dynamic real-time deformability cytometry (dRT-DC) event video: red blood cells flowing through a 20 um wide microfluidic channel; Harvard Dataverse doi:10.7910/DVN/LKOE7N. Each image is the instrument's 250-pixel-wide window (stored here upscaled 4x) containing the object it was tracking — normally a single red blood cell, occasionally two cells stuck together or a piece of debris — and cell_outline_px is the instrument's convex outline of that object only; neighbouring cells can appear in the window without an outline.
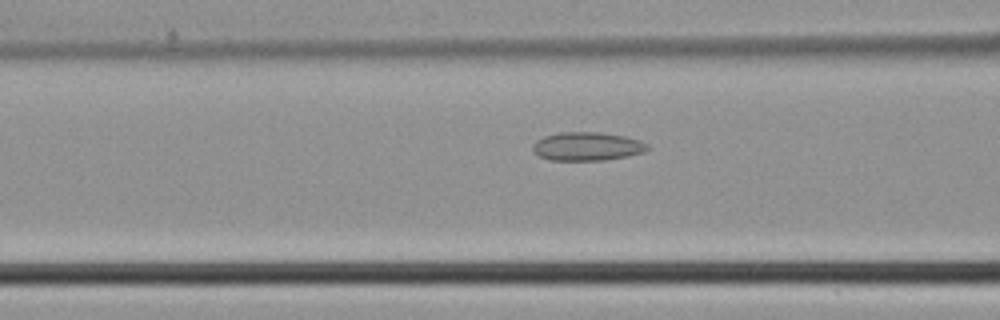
{"species": "common noctule bat (a hibernating species)", "species_latin": "Nyctalus noctula", "temperature_condition": "cold", "stored_images_in_passage": 27, "camera_frame_rate_fps": 3000, "um_per_image_px": 0.085, "animal": {"sex": "male", "body_mass_g": 21.5, "forearm_length_mm": 52.0}, "frame": {"image": 1, "passage_image": 8, "time_ms": 2.333, "image_size_px": [1000, 320], "cell_outline_px": [[648, 148], [644, 152], [628, 156], [604, 160], [548, 160], [540, 156], [532, 148], [532, 144], [536, 140], [544, 136], [560, 132], [600, 132], [624, 136], [640, 140], [648, 144]], "centroid_in_image_um": [49.9, 12.44], "position_along_channel_um": 116.7, "area_um2": 19.07}}
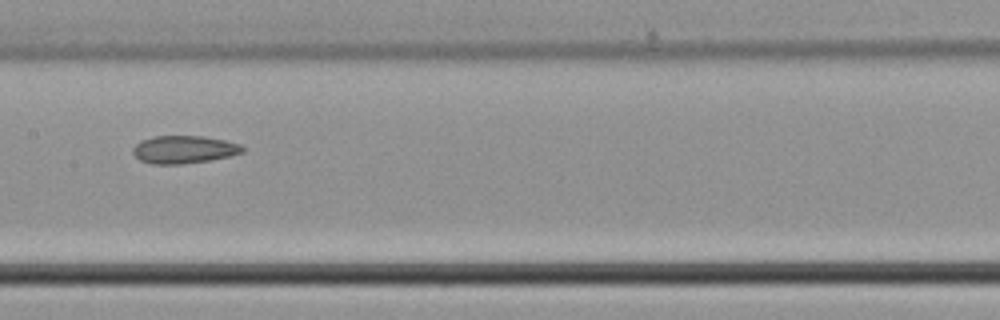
{"frame": {"image": 2, "passage_image": 13, "time_ms": 4.0, "image_size_px": [1000, 320], "cell_outline_px": [[244, 152], [212, 160], [180, 164], [152, 164], [140, 160], [132, 152], [132, 148], [140, 140], [156, 136], [204, 136], [224, 140], [240, 144], [244, 148]], "centroid_in_image_um": [15.62, 12.71], "position_along_channel_um": 191.8, "area_um2": 17.74}}
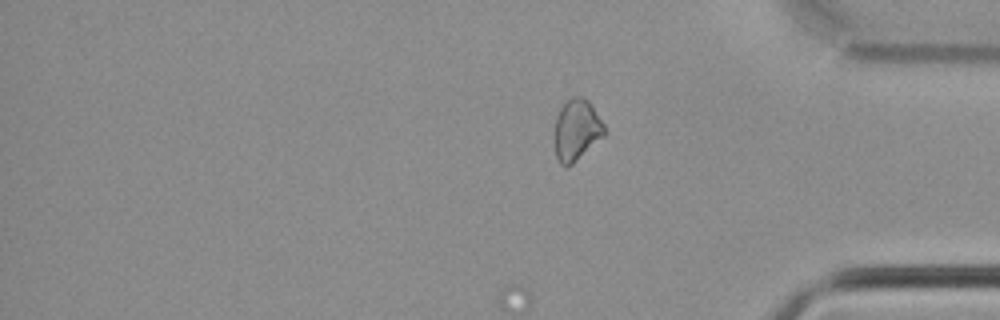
{"frame": {"image": 3, "passage_image": 27, "time_ms": 8.667, "image_size_px": [1000, 320], "cell_outline_px": [[604, 136], [572, 164], [564, 168], [560, 164], [556, 156], [556, 116], [560, 108], [572, 96], [584, 96], [588, 100], [604, 124]], "centroid_in_image_um": [49.02, 11.04], "position_along_channel_um": 386.2, "area_um2": 17.51}}